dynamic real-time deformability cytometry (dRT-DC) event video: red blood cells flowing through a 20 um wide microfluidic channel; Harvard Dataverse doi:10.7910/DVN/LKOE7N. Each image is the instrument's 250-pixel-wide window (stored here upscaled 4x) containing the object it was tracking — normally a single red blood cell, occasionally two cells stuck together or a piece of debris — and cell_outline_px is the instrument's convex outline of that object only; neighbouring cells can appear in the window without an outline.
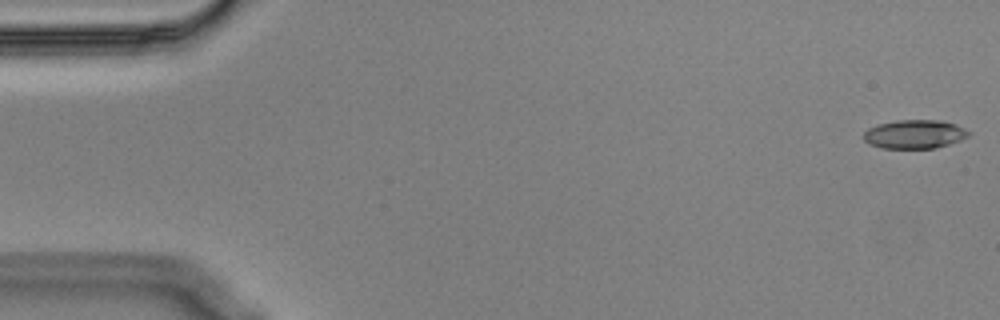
{"species": "Egyptian fruit bat (a non-hibernating species)", "species_latin": "Rousettus aegyptiacus", "temperature_condition": "cold", "stored_images_in_passage": 56, "segment_of_instrument_passage": [1, 2], "camera_frame_rate_fps": 3000, "um_per_image_px": 0.085, "animal": {"sex": "male"}, "frame": {"image": 1, "passage_image": 1, "time_ms": 0.0, "image_size_px": [1000, 320], "cell_outline_px": [[972, 132], [968, 136], [960, 140], [936, 148], [880, 148], [868, 144], [864, 140], [864, 132], [868, 128], [876, 124], [896, 120], [940, 120], [956, 124]], "centroid_in_image_um": [77.72, 11.4], "position_along_channel_um": 7.3, "area_um2": 17.74}}
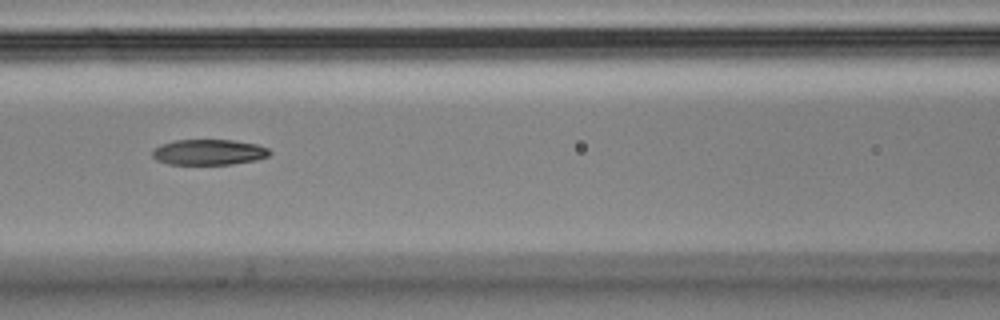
{"frame": {"image": 2, "passage_image": 24, "time_ms": 7.667, "image_size_px": [1000, 320], "cell_outline_px": [[272, 152], [268, 156], [256, 160], [232, 164], [168, 164], [156, 160], [152, 156], [152, 148], [160, 144], [172, 140], [232, 140], [256, 144], [268, 148]], "centroid_in_image_um": [17.71, 12.93], "position_along_channel_um": 148.9, "area_um2": 17.63}}
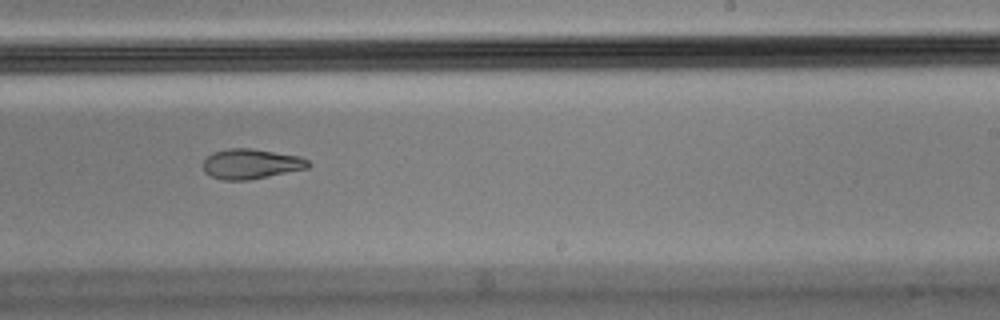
{"frame": {"image": 3, "passage_image": 34, "time_ms": 11.0, "image_size_px": [1000, 320], "cell_outline_px": [[312, 164], [308, 168], [248, 180], [224, 180], [212, 176], [204, 172], [204, 160], [212, 152], [228, 148], [252, 148], [300, 156], [308, 160]], "centroid_in_image_um": [21.35, 13.92], "position_along_channel_um": 267.6, "area_um2": 18.38}}